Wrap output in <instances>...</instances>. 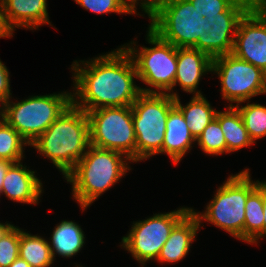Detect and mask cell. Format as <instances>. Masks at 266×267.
Listing matches in <instances>:
<instances>
[{
    "instance_id": "1",
    "label": "cell",
    "mask_w": 266,
    "mask_h": 267,
    "mask_svg": "<svg viewBox=\"0 0 266 267\" xmlns=\"http://www.w3.org/2000/svg\"><path fill=\"white\" fill-rule=\"evenodd\" d=\"M71 69L72 103L86 113L98 108L131 106L142 93L134 82L138 76L133 59L123 46L93 59L75 60Z\"/></svg>"
},
{
    "instance_id": "2",
    "label": "cell",
    "mask_w": 266,
    "mask_h": 267,
    "mask_svg": "<svg viewBox=\"0 0 266 267\" xmlns=\"http://www.w3.org/2000/svg\"><path fill=\"white\" fill-rule=\"evenodd\" d=\"M30 146L51 160L65 178L90 146L87 113L71 103Z\"/></svg>"
},
{
    "instance_id": "3",
    "label": "cell",
    "mask_w": 266,
    "mask_h": 267,
    "mask_svg": "<svg viewBox=\"0 0 266 267\" xmlns=\"http://www.w3.org/2000/svg\"><path fill=\"white\" fill-rule=\"evenodd\" d=\"M131 162L120 152L89 146L65 177L67 183L72 185L73 198L82 212L131 170L128 165Z\"/></svg>"
},
{
    "instance_id": "4",
    "label": "cell",
    "mask_w": 266,
    "mask_h": 267,
    "mask_svg": "<svg viewBox=\"0 0 266 267\" xmlns=\"http://www.w3.org/2000/svg\"><path fill=\"white\" fill-rule=\"evenodd\" d=\"M250 169L230 175L216 189L213 199L206 205L204 212L191 210L199 223L210 222L229 233L232 237L244 241L245 207L248 196L256 189L259 180L253 181Z\"/></svg>"
},
{
    "instance_id": "5",
    "label": "cell",
    "mask_w": 266,
    "mask_h": 267,
    "mask_svg": "<svg viewBox=\"0 0 266 267\" xmlns=\"http://www.w3.org/2000/svg\"><path fill=\"white\" fill-rule=\"evenodd\" d=\"M146 36L147 42L153 47L136 48L134 41L123 45L133 59L137 79L150 86V88H140L141 92L169 94L175 98L178 96L173 91L177 70V48L162 40L149 27ZM152 87L155 89H151Z\"/></svg>"
},
{
    "instance_id": "6",
    "label": "cell",
    "mask_w": 266,
    "mask_h": 267,
    "mask_svg": "<svg viewBox=\"0 0 266 267\" xmlns=\"http://www.w3.org/2000/svg\"><path fill=\"white\" fill-rule=\"evenodd\" d=\"M10 98L0 107L2 117L29 145L72 103V92L29 96L18 102Z\"/></svg>"
},
{
    "instance_id": "7",
    "label": "cell",
    "mask_w": 266,
    "mask_h": 267,
    "mask_svg": "<svg viewBox=\"0 0 266 267\" xmlns=\"http://www.w3.org/2000/svg\"><path fill=\"white\" fill-rule=\"evenodd\" d=\"M174 106V97L158 93H141L131 105L136 136V162L163 154L168 113Z\"/></svg>"
},
{
    "instance_id": "8",
    "label": "cell",
    "mask_w": 266,
    "mask_h": 267,
    "mask_svg": "<svg viewBox=\"0 0 266 267\" xmlns=\"http://www.w3.org/2000/svg\"><path fill=\"white\" fill-rule=\"evenodd\" d=\"M149 18V28L176 48L193 47L211 27L189 0H163Z\"/></svg>"
},
{
    "instance_id": "9",
    "label": "cell",
    "mask_w": 266,
    "mask_h": 267,
    "mask_svg": "<svg viewBox=\"0 0 266 267\" xmlns=\"http://www.w3.org/2000/svg\"><path fill=\"white\" fill-rule=\"evenodd\" d=\"M90 145L124 154L136 162L132 107H105L87 112Z\"/></svg>"
},
{
    "instance_id": "10",
    "label": "cell",
    "mask_w": 266,
    "mask_h": 267,
    "mask_svg": "<svg viewBox=\"0 0 266 267\" xmlns=\"http://www.w3.org/2000/svg\"><path fill=\"white\" fill-rule=\"evenodd\" d=\"M212 72L218 75L221 96L230 102L229 106L266 94V73L232 53L214 57Z\"/></svg>"
},
{
    "instance_id": "11",
    "label": "cell",
    "mask_w": 266,
    "mask_h": 267,
    "mask_svg": "<svg viewBox=\"0 0 266 267\" xmlns=\"http://www.w3.org/2000/svg\"><path fill=\"white\" fill-rule=\"evenodd\" d=\"M190 210L191 208L182 207L133 222L131 230L122 237L120 247L130 252L143 266L150 260L156 261L172 229Z\"/></svg>"
},
{
    "instance_id": "12",
    "label": "cell",
    "mask_w": 266,
    "mask_h": 267,
    "mask_svg": "<svg viewBox=\"0 0 266 267\" xmlns=\"http://www.w3.org/2000/svg\"><path fill=\"white\" fill-rule=\"evenodd\" d=\"M251 7L252 0H236L221 16L206 19L211 25L209 32L192 48L207 53L212 59L232 53L238 23Z\"/></svg>"
},
{
    "instance_id": "13",
    "label": "cell",
    "mask_w": 266,
    "mask_h": 267,
    "mask_svg": "<svg viewBox=\"0 0 266 267\" xmlns=\"http://www.w3.org/2000/svg\"><path fill=\"white\" fill-rule=\"evenodd\" d=\"M232 54L266 73V15L251 7L240 19Z\"/></svg>"
},
{
    "instance_id": "14",
    "label": "cell",
    "mask_w": 266,
    "mask_h": 267,
    "mask_svg": "<svg viewBox=\"0 0 266 267\" xmlns=\"http://www.w3.org/2000/svg\"><path fill=\"white\" fill-rule=\"evenodd\" d=\"M212 60L207 53L198 49L177 48V70L173 89L178 84L186 93L203 95L197 88L202 76L208 72L212 73Z\"/></svg>"
},
{
    "instance_id": "15",
    "label": "cell",
    "mask_w": 266,
    "mask_h": 267,
    "mask_svg": "<svg viewBox=\"0 0 266 267\" xmlns=\"http://www.w3.org/2000/svg\"><path fill=\"white\" fill-rule=\"evenodd\" d=\"M23 163H13L8 169L1 194L13 202L24 204H38L43 186L41 180L35 176V171L27 169Z\"/></svg>"
},
{
    "instance_id": "16",
    "label": "cell",
    "mask_w": 266,
    "mask_h": 267,
    "mask_svg": "<svg viewBox=\"0 0 266 267\" xmlns=\"http://www.w3.org/2000/svg\"><path fill=\"white\" fill-rule=\"evenodd\" d=\"M2 9L8 28L38 29L42 24L52 25L47 11V0H3Z\"/></svg>"
},
{
    "instance_id": "17",
    "label": "cell",
    "mask_w": 266,
    "mask_h": 267,
    "mask_svg": "<svg viewBox=\"0 0 266 267\" xmlns=\"http://www.w3.org/2000/svg\"><path fill=\"white\" fill-rule=\"evenodd\" d=\"M201 227L197 216L190 210L172 229L157 258L159 263H176L186 257Z\"/></svg>"
},
{
    "instance_id": "18",
    "label": "cell",
    "mask_w": 266,
    "mask_h": 267,
    "mask_svg": "<svg viewBox=\"0 0 266 267\" xmlns=\"http://www.w3.org/2000/svg\"><path fill=\"white\" fill-rule=\"evenodd\" d=\"M195 142L182 112L174 106L168 113L163 153L167 154L174 164H177L192 149Z\"/></svg>"
},
{
    "instance_id": "19",
    "label": "cell",
    "mask_w": 266,
    "mask_h": 267,
    "mask_svg": "<svg viewBox=\"0 0 266 267\" xmlns=\"http://www.w3.org/2000/svg\"><path fill=\"white\" fill-rule=\"evenodd\" d=\"M49 243L53 260L58 254L71 258L79 253L85 244L84 231L74 221L63 220L54 227Z\"/></svg>"
},
{
    "instance_id": "20",
    "label": "cell",
    "mask_w": 266,
    "mask_h": 267,
    "mask_svg": "<svg viewBox=\"0 0 266 267\" xmlns=\"http://www.w3.org/2000/svg\"><path fill=\"white\" fill-rule=\"evenodd\" d=\"M226 109L223 112L217 111L215 118L219 121L224 133L227 153L237 152L243 147L253 145L238 109L235 106H226Z\"/></svg>"
},
{
    "instance_id": "21",
    "label": "cell",
    "mask_w": 266,
    "mask_h": 267,
    "mask_svg": "<svg viewBox=\"0 0 266 267\" xmlns=\"http://www.w3.org/2000/svg\"><path fill=\"white\" fill-rule=\"evenodd\" d=\"M179 97H175V106L182 112L190 133L196 140L216 117L217 110L212 108L204 95H193L185 106L181 104Z\"/></svg>"
},
{
    "instance_id": "22",
    "label": "cell",
    "mask_w": 266,
    "mask_h": 267,
    "mask_svg": "<svg viewBox=\"0 0 266 267\" xmlns=\"http://www.w3.org/2000/svg\"><path fill=\"white\" fill-rule=\"evenodd\" d=\"M244 242L258 244L264 237V210L262 202V182L248 196L245 207Z\"/></svg>"
},
{
    "instance_id": "23",
    "label": "cell",
    "mask_w": 266,
    "mask_h": 267,
    "mask_svg": "<svg viewBox=\"0 0 266 267\" xmlns=\"http://www.w3.org/2000/svg\"><path fill=\"white\" fill-rule=\"evenodd\" d=\"M19 257L31 267H49L54 260L47 239L20 229Z\"/></svg>"
},
{
    "instance_id": "24",
    "label": "cell",
    "mask_w": 266,
    "mask_h": 267,
    "mask_svg": "<svg viewBox=\"0 0 266 267\" xmlns=\"http://www.w3.org/2000/svg\"><path fill=\"white\" fill-rule=\"evenodd\" d=\"M28 142L2 117H0V159H7L14 163L22 161L24 147Z\"/></svg>"
},
{
    "instance_id": "25",
    "label": "cell",
    "mask_w": 266,
    "mask_h": 267,
    "mask_svg": "<svg viewBox=\"0 0 266 267\" xmlns=\"http://www.w3.org/2000/svg\"><path fill=\"white\" fill-rule=\"evenodd\" d=\"M234 106L240 112L253 143H256L257 139L266 137V106L259 103H250V101H247L244 106H240V104Z\"/></svg>"
},
{
    "instance_id": "26",
    "label": "cell",
    "mask_w": 266,
    "mask_h": 267,
    "mask_svg": "<svg viewBox=\"0 0 266 267\" xmlns=\"http://www.w3.org/2000/svg\"><path fill=\"white\" fill-rule=\"evenodd\" d=\"M197 145L207 155H221L227 153L226 141L224 133L219 121L214 118L202 134L196 139Z\"/></svg>"
},
{
    "instance_id": "27",
    "label": "cell",
    "mask_w": 266,
    "mask_h": 267,
    "mask_svg": "<svg viewBox=\"0 0 266 267\" xmlns=\"http://www.w3.org/2000/svg\"><path fill=\"white\" fill-rule=\"evenodd\" d=\"M20 228L12 226L0 240V267H8L19 257Z\"/></svg>"
},
{
    "instance_id": "28",
    "label": "cell",
    "mask_w": 266,
    "mask_h": 267,
    "mask_svg": "<svg viewBox=\"0 0 266 267\" xmlns=\"http://www.w3.org/2000/svg\"><path fill=\"white\" fill-rule=\"evenodd\" d=\"M78 5L97 14H131L121 0H74Z\"/></svg>"
},
{
    "instance_id": "29",
    "label": "cell",
    "mask_w": 266,
    "mask_h": 267,
    "mask_svg": "<svg viewBox=\"0 0 266 267\" xmlns=\"http://www.w3.org/2000/svg\"><path fill=\"white\" fill-rule=\"evenodd\" d=\"M195 10L205 19L221 16L236 0H189Z\"/></svg>"
},
{
    "instance_id": "30",
    "label": "cell",
    "mask_w": 266,
    "mask_h": 267,
    "mask_svg": "<svg viewBox=\"0 0 266 267\" xmlns=\"http://www.w3.org/2000/svg\"><path fill=\"white\" fill-rule=\"evenodd\" d=\"M123 4L129 9L132 14L140 15L136 13L137 7L136 5H140L142 11L150 17L160 6L163 0H121ZM140 1V2H138ZM140 3V4H139Z\"/></svg>"
},
{
    "instance_id": "31",
    "label": "cell",
    "mask_w": 266,
    "mask_h": 267,
    "mask_svg": "<svg viewBox=\"0 0 266 267\" xmlns=\"http://www.w3.org/2000/svg\"><path fill=\"white\" fill-rule=\"evenodd\" d=\"M10 73L7 67L0 59V104L1 106L9 99L12 98L10 87Z\"/></svg>"
},
{
    "instance_id": "32",
    "label": "cell",
    "mask_w": 266,
    "mask_h": 267,
    "mask_svg": "<svg viewBox=\"0 0 266 267\" xmlns=\"http://www.w3.org/2000/svg\"><path fill=\"white\" fill-rule=\"evenodd\" d=\"M11 36H13V32L6 25L2 5L0 4V38H10Z\"/></svg>"
},
{
    "instance_id": "33",
    "label": "cell",
    "mask_w": 266,
    "mask_h": 267,
    "mask_svg": "<svg viewBox=\"0 0 266 267\" xmlns=\"http://www.w3.org/2000/svg\"><path fill=\"white\" fill-rule=\"evenodd\" d=\"M13 163L14 162L7 159H0V195L2 192L5 175Z\"/></svg>"
},
{
    "instance_id": "34",
    "label": "cell",
    "mask_w": 266,
    "mask_h": 267,
    "mask_svg": "<svg viewBox=\"0 0 266 267\" xmlns=\"http://www.w3.org/2000/svg\"><path fill=\"white\" fill-rule=\"evenodd\" d=\"M252 7L258 13L266 15V0H252Z\"/></svg>"
},
{
    "instance_id": "35",
    "label": "cell",
    "mask_w": 266,
    "mask_h": 267,
    "mask_svg": "<svg viewBox=\"0 0 266 267\" xmlns=\"http://www.w3.org/2000/svg\"><path fill=\"white\" fill-rule=\"evenodd\" d=\"M262 202L264 210V237L266 236V180L262 181Z\"/></svg>"
},
{
    "instance_id": "36",
    "label": "cell",
    "mask_w": 266,
    "mask_h": 267,
    "mask_svg": "<svg viewBox=\"0 0 266 267\" xmlns=\"http://www.w3.org/2000/svg\"><path fill=\"white\" fill-rule=\"evenodd\" d=\"M8 267H31L24 259L18 257L13 263Z\"/></svg>"
},
{
    "instance_id": "37",
    "label": "cell",
    "mask_w": 266,
    "mask_h": 267,
    "mask_svg": "<svg viewBox=\"0 0 266 267\" xmlns=\"http://www.w3.org/2000/svg\"><path fill=\"white\" fill-rule=\"evenodd\" d=\"M14 224L10 223H1L0 222V240L3 237V235L13 226Z\"/></svg>"
}]
</instances>
